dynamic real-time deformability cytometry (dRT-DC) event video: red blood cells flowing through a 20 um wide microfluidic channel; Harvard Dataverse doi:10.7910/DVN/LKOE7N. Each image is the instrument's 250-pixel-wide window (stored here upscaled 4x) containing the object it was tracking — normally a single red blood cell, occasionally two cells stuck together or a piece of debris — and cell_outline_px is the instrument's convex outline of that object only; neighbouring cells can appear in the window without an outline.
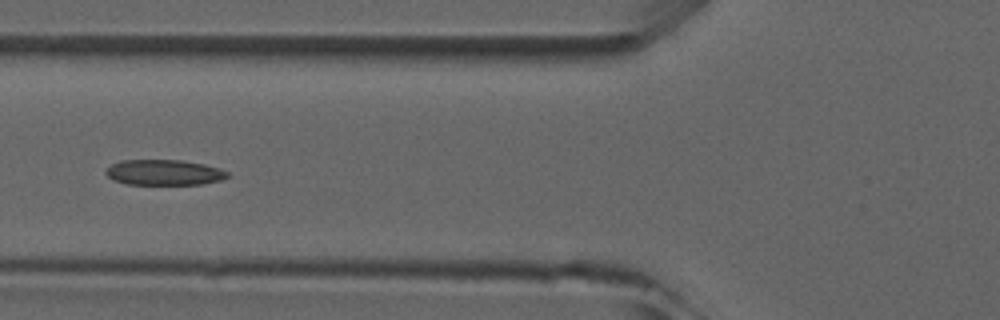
{"species": "common noctule bat (a hibernating species)", "species_latin": "Nyctalus noctula", "temperature_condition": "room temperature", "stored_images_in_passage": 5, "camera_frame_rate_fps": 3000, "um_per_image_px": 0.085, "animal": {"sex": "male", "forearm_length_mm": 52.5}, "frame": {"image": 1, "passage_image": 5, "time_ms": 4.667, "image_size_px": [1000, 320], "cell_outline_px": [[232, 176], [220, 180], [200, 184], [128, 184], [112, 180], [104, 172], [112, 164], [120, 160], [180, 160], [204, 164], [220, 168], [228, 172]], "centroid_in_image_um": [13.96, 14.65], "position_along_channel_um": 111.8, "area_um2": 18.09}}